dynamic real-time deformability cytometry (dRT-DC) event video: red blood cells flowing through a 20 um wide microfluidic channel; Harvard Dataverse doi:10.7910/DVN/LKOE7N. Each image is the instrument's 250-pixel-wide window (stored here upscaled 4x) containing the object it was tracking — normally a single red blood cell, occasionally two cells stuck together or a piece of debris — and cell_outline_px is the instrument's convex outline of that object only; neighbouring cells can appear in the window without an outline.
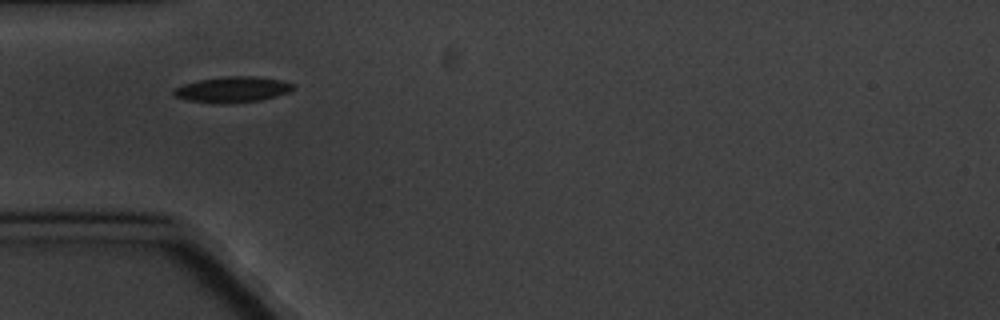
{"species": "common noctule bat (a hibernating species)", "species_latin": "Nyctalus noctula", "temperature_condition": "cold", "stored_images_in_passage": 4, "camera_frame_rate_fps": 3000, "um_per_image_px": 0.085, "animal": {"sex": "male", "body_mass_g": 20.1, "forearm_length_mm": 53.5}, "frame": {"image": 1, "passage_image": 1, "time_ms": 0.0, "image_size_px": [1000, 320], "cell_outline_px": [[296, 88], [288, 92], [276, 96], [260, 100], [224, 104], [220, 104], [188, 100], [176, 96], [172, 92], [172, 88], [184, 84], [200, 80], [224, 76], [256, 76], [280, 80], [292, 84]], "centroid_in_image_um": [19.75, 7.61], "position_along_channel_um": 65.3, "area_um2": 17.86}}